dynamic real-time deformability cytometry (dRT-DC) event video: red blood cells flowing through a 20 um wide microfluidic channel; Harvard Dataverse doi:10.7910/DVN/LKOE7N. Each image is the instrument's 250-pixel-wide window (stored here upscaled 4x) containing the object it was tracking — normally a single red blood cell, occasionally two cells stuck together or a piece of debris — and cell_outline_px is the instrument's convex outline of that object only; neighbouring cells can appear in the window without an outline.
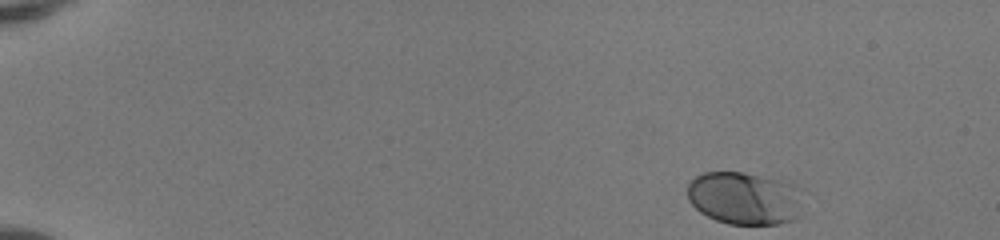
{"species": "human", "species_latin": "Homo sapiens", "temperature_condition": "room temperature", "stored_images_in_passage": 46, "camera_frame_rate_fps": 3000, "um_per_image_px": 0.085, "donor": {"sex": "female"}, "frame": {"image": 1, "passage_image": 1, "time_ms": 0.0, "image_size_px": [1000, 240], "cell_outline_px": [[804, 188], [796, 216], [792, 220], [780, 224], [728, 224], [716, 220], [700, 212], [688, 200], [688, 184], [696, 176], [704, 172], [744, 172], [780, 176]], "centroid_in_image_um": [63.35, 16.8], "position_along_channel_um": 21.7, "area_um2": 36.47}}
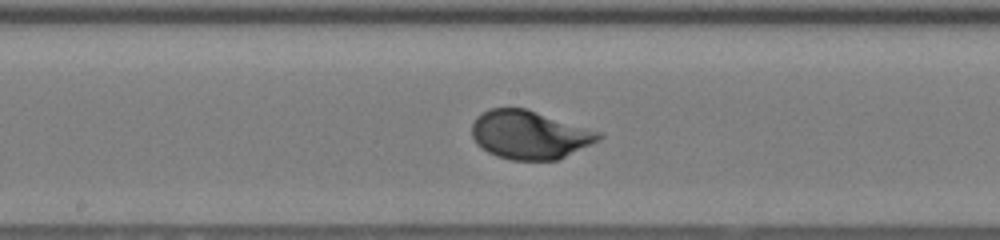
{"frame": {"image": 2, "passage_image": 24, "time_ms": 7.667, "image_size_px": [1000, 240], "cell_outline_px": [[604, 136], [600, 140], [556, 160], [512, 160], [496, 156], [488, 152], [476, 144], [472, 136], [472, 124], [476, 116], [492, 108], [524, 108], [600, 132]], "centroid_in_image_um": [44.98, 11.47], "position_along_channel_um": 203.2, "area_um2": 35.43}}
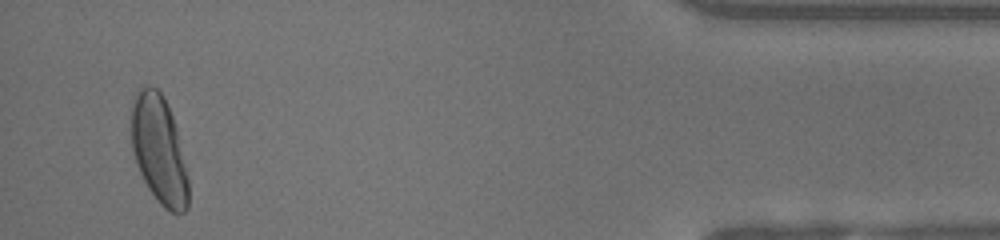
{"frame": {"image": 3, "passage_image": 44, "time_ms": 14.333, "image_size_px": [1000, 240], "cell_outline_px": [[188, 208], [184, 212], [172, 212], [164, 208], [160, 204], [148, 188], [140, 172], [132, 152], [132, 100], [136, 92], [144, 84], [148, 84], [156, 88], [164, 96], [172, 116], [188, 180]], "centroid_in_image_um": [13.49, 12.71], "position_along_channel_um": 421.7, "area_um2": 35.49}, "authors_computed_cell_mechanics": {"area_um2": 35.0268, "velocity_mm_per_s": 4.1397, "shape_relaxation_time_tau1_ms": 2.4756, "shape_relaxation_time_tau2_ms": null, "deformation_change_tau1": 0.1474, "deformation_change_tau2": null}}